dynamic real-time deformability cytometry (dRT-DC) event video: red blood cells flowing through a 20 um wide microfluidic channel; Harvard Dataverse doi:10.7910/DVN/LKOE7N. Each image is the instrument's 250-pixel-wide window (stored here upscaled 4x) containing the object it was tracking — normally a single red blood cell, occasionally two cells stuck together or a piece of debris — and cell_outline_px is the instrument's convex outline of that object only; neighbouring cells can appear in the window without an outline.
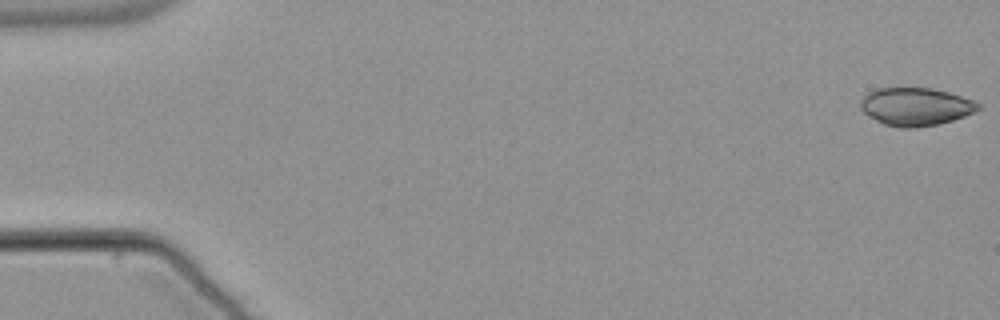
{"species": "common noctule bat (a hibernating species)", "species_latin": "Nyctalus noctula", "temperature_condition": "warm", "stored_images_in_passage": 54, "camera_frame_rate_fps": 3000, "um_per_image_px": 0.085, "animal": {"sex": "male", "body_mass_g": 21.5, "forearm_length_mm": 52.0}, "frame": {"image": 1, "passage_image": 1, "time_ms": 0.0, "image_size_px": [1000, 320], "cell_outline_px": [[980, 108], [964, 116], [952, 120], [936, 124], [916, 128], [900, 128], [884, 124], [868, 116], [860, 108], [860, 100], [868, 92], [876, 88], [932, 88], [948, 92], [972, 100], [980, 104]], "centroid_in_image_um": [77.78, 9.06], "position_along_channel_um": 7.2, "area_um2": 25.89}}
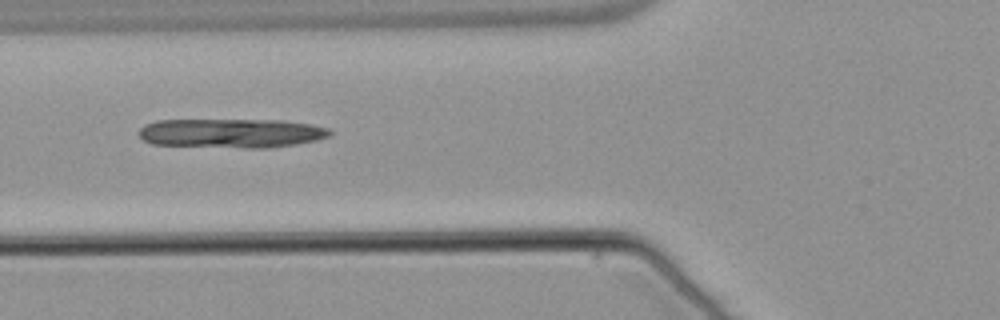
{"frame": {"image": 2, "passage_image": 21, "time_ms": 6.667, "image_size_px": [1000, 320], "cell_outline_px": [[332, 132], [328, 136], [316, 140], [296, 144], [268, 148], [244, 148], [152, 144], [144, 140], [136, 132], [144, 124], [156, 120], [284, 120], [312, 124], [328, 128]], "centroid_in_image_um": [19.65, 11.31], "position_along_channel_um": 106.2, "area_um2": 32.71}}
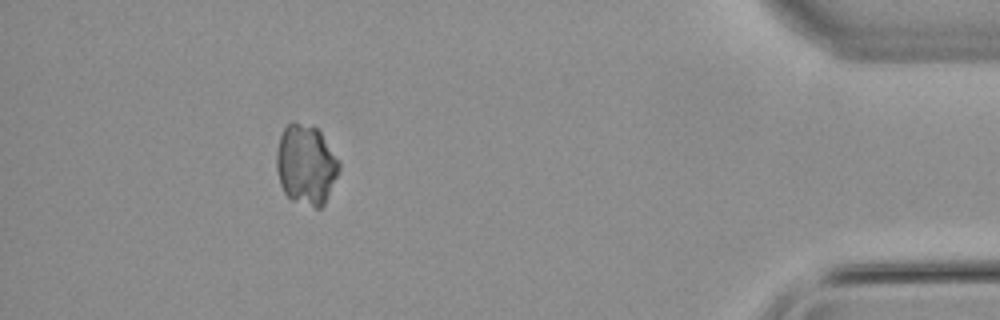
{"frame": {"image": 3, "passage_image": 49, "time_ms": 16.0, "image_size_px": [1000, 320], "cell_outline_px": [[340, 168], [324, 204], [320, 208], [316, 208], [292, 200], [284, 192], [280, 184], [276, 168], [276, 152], [280, 136], [284, 128], [292, 120], [312, 124], [320, 132], [340, 160]], "centroid_in_image_um": [26.0, 13.96], "position_along_channel_um": 409.2, "area_um2": 29.42}}